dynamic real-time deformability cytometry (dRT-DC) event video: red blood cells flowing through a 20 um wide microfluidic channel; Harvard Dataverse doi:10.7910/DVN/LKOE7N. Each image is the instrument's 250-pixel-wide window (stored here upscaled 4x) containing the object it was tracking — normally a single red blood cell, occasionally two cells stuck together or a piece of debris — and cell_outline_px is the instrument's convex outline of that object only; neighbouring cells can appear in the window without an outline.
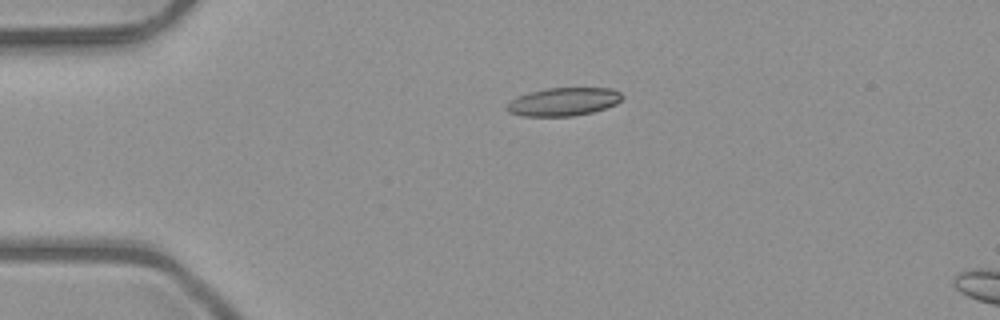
{"species": "common noctule bat (a hibernating species)", "species_latin": "Nyctalus noctula", "temperature_condition": "room temperature", "stored_images_in_passage": 16, "camera_frame_rate_fps": 3000, "um_per_image_px": 0.085, "animal": {"sex": "male", "body_mass_g": 23.1, "forearm_length_mm": 52.7}, "frame": {"image": 1, "passage_image": 12, "time_ms": 3.667, "image_size_px": [1000, 320], "cell_outline_px": [[624, 96], [616, 104], [592, 112], [572, 116], [524, 116], [508, 112], [508, 104], [512, 100], [528, 92], [548, 88], [612, 88], [620, 92]], "centroid_in_image_um": [47.93, 8.64], "position_along_channel_um": 37.1, "area_um2": 18.73}}